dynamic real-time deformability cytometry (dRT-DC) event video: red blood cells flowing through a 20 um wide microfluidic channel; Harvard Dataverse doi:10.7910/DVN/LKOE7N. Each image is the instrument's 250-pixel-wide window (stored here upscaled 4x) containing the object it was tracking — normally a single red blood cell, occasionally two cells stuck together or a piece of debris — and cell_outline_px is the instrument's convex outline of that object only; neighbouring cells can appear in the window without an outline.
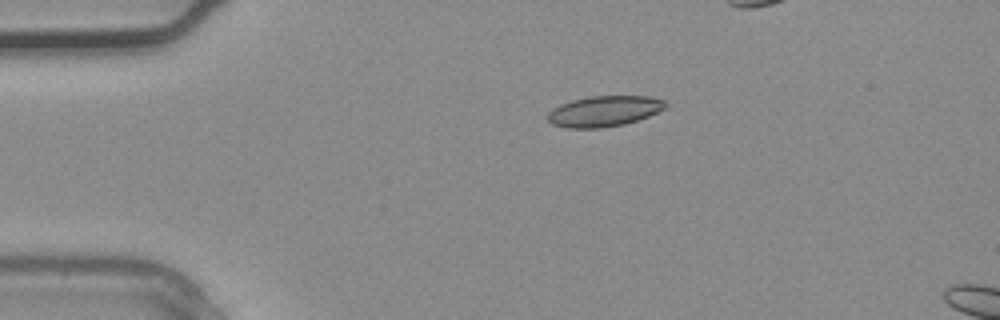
{"species": "common noctule bat (a hibernating species)", "species_latin": "Nyctalus noctula", "temperature_condition": "warm", "stored_images_in_passage": 2, "camera_frame_rate_fps": 3000, "um_per_image_px": 0.085, "animal": {"sex": "male", "body_mass_g": 20.4}, "frame": {"image": 1, "passage_image": 1, "time_ms": 0.0, "image_size_px": [1000, 320], "cell_outline_px": [[668, 104], [664, 108], [648, 116], [624, 124], [600, 128], [568, 128], [552, 124], [548, 120], [548, 112], [552, 108], [560, 104], [572, 100], [592, 96], [648, 96], [664, 100]], "centroid_in_image_um": [51.33, 9.45], "position_along_channel_um": 33.7, "area_um2": 20.92}}